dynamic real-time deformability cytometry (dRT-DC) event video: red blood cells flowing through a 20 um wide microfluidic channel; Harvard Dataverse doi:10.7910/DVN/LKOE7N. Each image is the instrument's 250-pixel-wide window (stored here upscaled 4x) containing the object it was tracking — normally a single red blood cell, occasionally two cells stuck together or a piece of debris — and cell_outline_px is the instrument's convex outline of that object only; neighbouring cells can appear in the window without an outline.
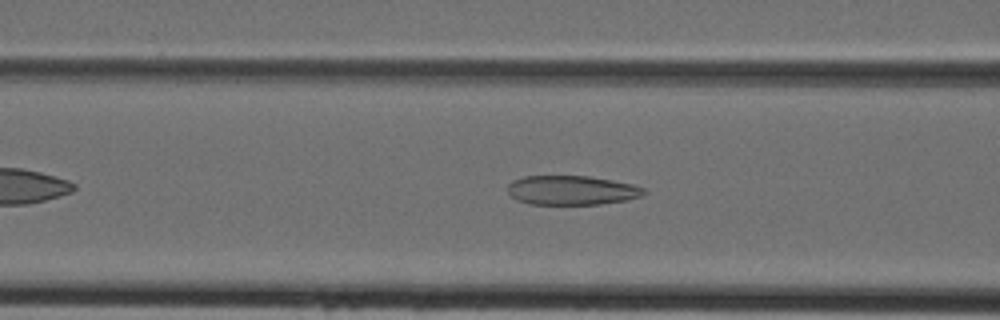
{"species": "Egyptian fruit bat (a non-hibernating species)", "species_latin": "Rousettus aegyptiacus", "temperature_condition": "cold", "stored_images_in_passage": 28, "camera_frame_rate_fps": 3000, "um_per_image_px": 0.085, "animal": {"sex": "female"}, "frame": {"image": 1, "passage_image": 9, "time_ms": 2.667, "image_size_px": [1000, 320], "cell_outline_px": [[648, 192], [644, 196], [628, 200], [600, 204], [528, 204], [516, 200], [508, 192], [508, 184], [512, 180], [524, 176], [588, 176], [612, 180], [632, 184], [644, 188]], "centroid_in_image_um": [48.62, 16.17], "position_along_channel_um": 118.0, "area_um2": 23.47}}
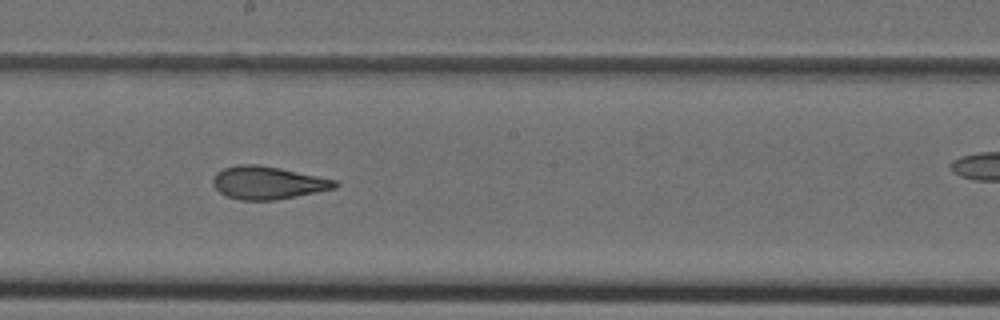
{"frame": {"image": 2, "passage_image": 16, "time_ms": 5.0, "image_size_px": [1000, 320], "cell_outline_px": [[340, 184], [336, 188], [276, 200], [240, 200], [228, 196], [220, 192], [212, 184], [212, 180], [216, 172], [224, 168], [236, 164], [256, 164], [280, 168], [336, 180]], "centroid_in_image_um": [22.75, 15.53], "position_along_channel_um": 225.5, "area_um2": 23.29}}
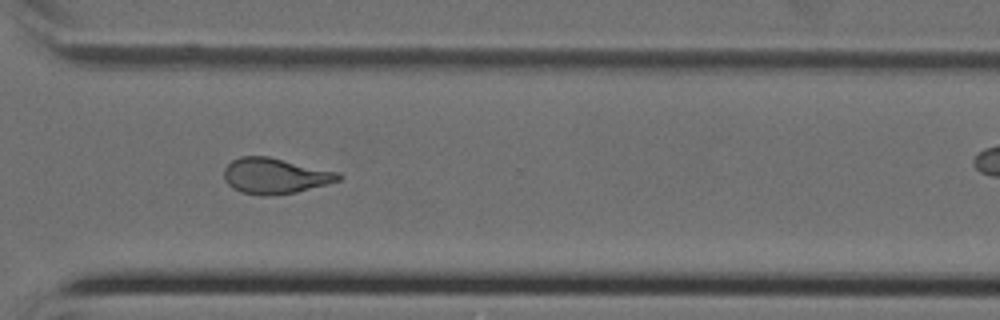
{"frame": {"image": 3, "passage_image": 24, "time_ms": 7.667, "image_size_px": [1000, 320], "cell_outline_px": [[344, 176], [340, 180], [328, 184], [296, 192], [272, 196], [260, 196], [240, 192], [232, 188], [224, 180], [224, 168], [232, 160], [240, 156], [268, 156], [340, 172]], "centroid_in_image_um": [23.39, 14.95], "position_along_channel_um": 347.2, "area_um2": 24.16}}